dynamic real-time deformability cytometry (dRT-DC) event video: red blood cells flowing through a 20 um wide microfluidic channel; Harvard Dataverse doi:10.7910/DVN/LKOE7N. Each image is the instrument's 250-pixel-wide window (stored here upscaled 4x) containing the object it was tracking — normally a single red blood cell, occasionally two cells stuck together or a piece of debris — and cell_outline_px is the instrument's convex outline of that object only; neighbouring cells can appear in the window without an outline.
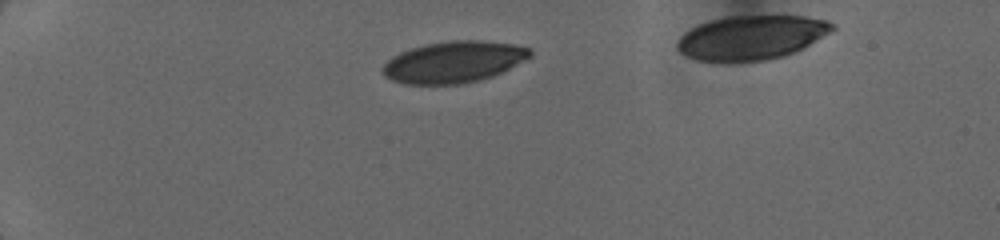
{"species": "human", "species_latin": "Homo sapiens", "temperature_condition": "cold", "stored_images_in_passage": 13, "camera_frame_rate_fps": 3000, "um_per_image_px": 0.085, "donor": {"sex": "female"}, "frame": {"image": 1, "passage_image": 4, "time_ms": 1.0, "image_size_px": [1000, 240], "cell_outline_px": [[532, 56], [492, 76], [480, 80], [460, 84], [404, 84], [392, 80], [384, 76], [384, 64], [392, 56], [408, 48], [424, 44], [448, 40], [480, 40], [512, 44], [528, 48], [532, 52]], "centroid_in_image_um": [38.53, 5.26], "position_along_channel_um": 46.5, "area_um2": 35.49}}
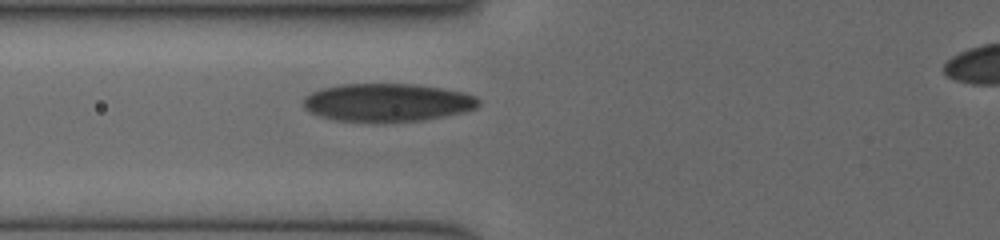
{"frame": {"image": 2, "passage_image": 10, "time_ms": 3.333, "image_size_px": [1000, 240], "cell_outline_px": [[480, 104], [476, 108], [444, 116], [420, 120], [336, 120], [320, 116], [308, 112], [304, 108], [304, 96], [320, 88], [340, 84], [416, 84], [464, 92], [476, 96], [480, 100]], "centroid_in_image_um": [32.91, 8.68], "position_along_channel_um": 92.9, "area_um2": 38.26}}